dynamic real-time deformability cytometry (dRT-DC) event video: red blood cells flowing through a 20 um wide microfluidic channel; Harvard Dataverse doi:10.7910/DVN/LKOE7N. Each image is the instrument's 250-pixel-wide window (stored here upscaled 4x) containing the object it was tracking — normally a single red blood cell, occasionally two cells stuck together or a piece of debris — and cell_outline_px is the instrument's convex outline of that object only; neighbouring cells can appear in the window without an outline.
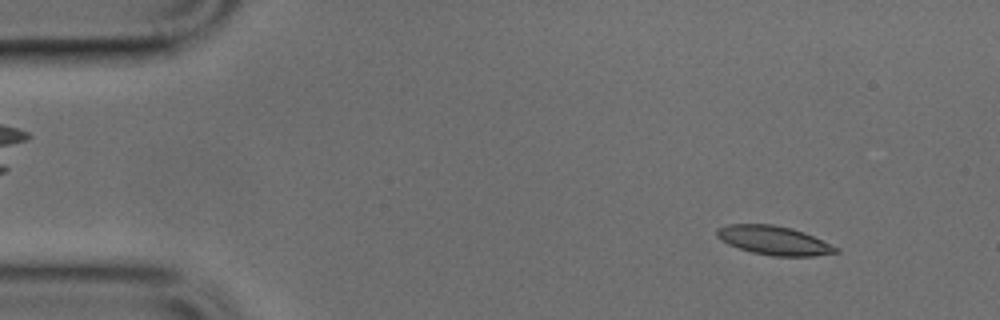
{"species": "common noctule bat (a hibernating species)", "species_latin": "Nyctalus noctula", "temperature_condition": "cold", "stored_images_in_passage": 48, "camera_frame_rate_fps": 3000, "um_per_image_px": 0.085, "animal": {"sex": "male", "body_mass_g": 17.9, "forearm_length_mm": 54.2}, "frame": {"image": 1, "passage_image": 4, "time_ms": 1.0, "image_size_px": [1000, 320], "cell_outline_px": [[840, 252], [812, 256], [772, 256], [752, 252], [728, 244], [716, 236], [716, 228], [728, 224], [772, 224], [792, 228], [804, 232], [840, 248]], "centroid_in_image_um": [65.79, 20.43], "position_along_channel_um": 19.2, "area_um2": 20.06}}
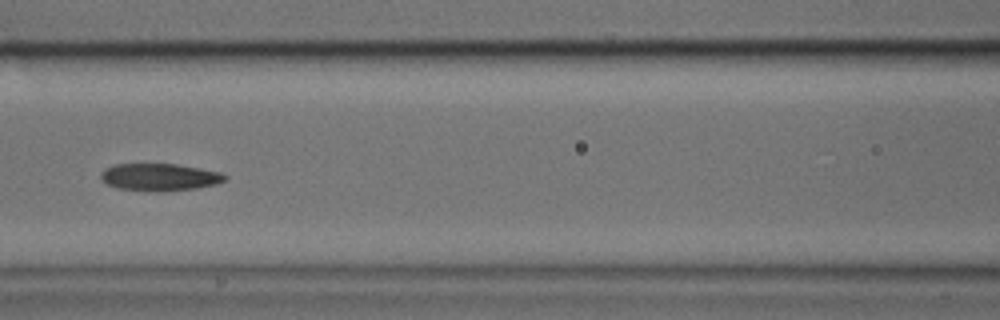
{"frame": {"image": 2, "passage_image": 20, "time_ms": 6.333, "image_size_px": [1000, 320], "cell_outline_px": [[228, 176], [224, 180], [216, 184], [196, 188], [164, 192], [160, 192], [120, 188], [108, 184], [100, 180], [100, 172], [104, 168], [116, 164], [176, 164], [224, 172]], "centroid_in_image_um": [13.58, 15.05], "position_along_channel_um": 153.0, "area_um2": 19.88}}
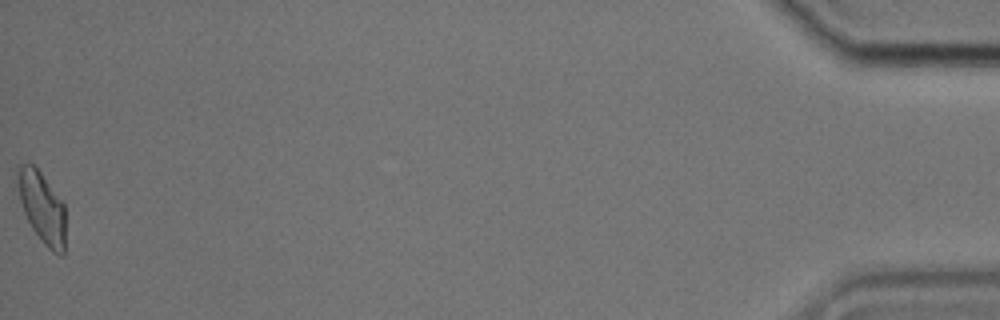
{"frame": {"image": 3, "passage_image": 48, "time_ms": 15.667, "image_size_px": [1000, 320], "cell_outline_px": [[64, 256], [60, 256], [52, 252], [44, 244], [32, 228], [24, 212], [20, 200], [16, 180], [16, 164], [28, 160], [40, 172], [64, 204]], "centroid_in_image_um": [3.53, 17.57], "position_along_channel_um": 431.7, "area_um2": 20.0}}